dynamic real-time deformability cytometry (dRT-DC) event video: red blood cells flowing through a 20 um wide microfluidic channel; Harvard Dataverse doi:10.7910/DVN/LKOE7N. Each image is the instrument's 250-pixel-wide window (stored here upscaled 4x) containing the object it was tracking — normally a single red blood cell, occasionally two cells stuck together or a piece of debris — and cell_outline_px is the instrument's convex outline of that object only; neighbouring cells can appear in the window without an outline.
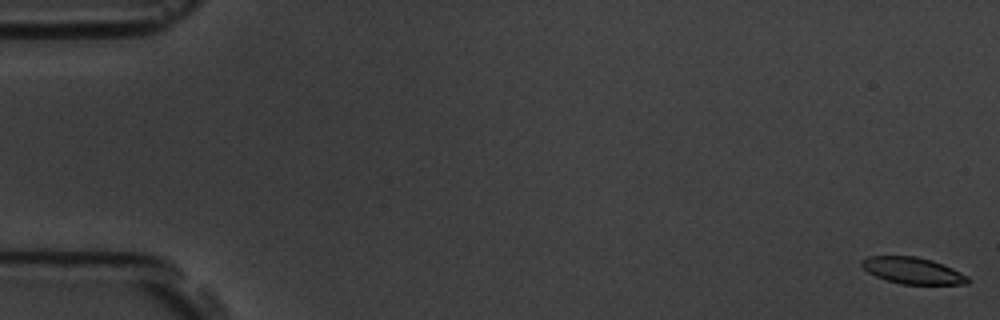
{"species": "common noctule bat (a hibernating species)", "species_latin": "Nyctalus noctula", "temperature_condition": "room temperature", "stored_images_in_passage": 5, "camera_frame_rate_fps": 3000, "um_per_image_px": 0.085, "animal": {"sex": "male", "body_mass_g": 19.5, "forearm_length_mm": 54.6}, "frame": {"image": 1, "passage_image": 1, "time_ms": 0.0, "image_size_px": [1000, 320], "cell_outline_px": [[972, 280], [968, 284], [904, 284], [888, 280], [876, 276], [868, 272], [860, 264], [860, 260], [868, 256], [916, 256], [932, 260], [944, 264], [968, 276]], "centroid_in_image_um": [77.6, 22.99], "position_along_channel_um": 7.4, "area_um2": 16.42}}